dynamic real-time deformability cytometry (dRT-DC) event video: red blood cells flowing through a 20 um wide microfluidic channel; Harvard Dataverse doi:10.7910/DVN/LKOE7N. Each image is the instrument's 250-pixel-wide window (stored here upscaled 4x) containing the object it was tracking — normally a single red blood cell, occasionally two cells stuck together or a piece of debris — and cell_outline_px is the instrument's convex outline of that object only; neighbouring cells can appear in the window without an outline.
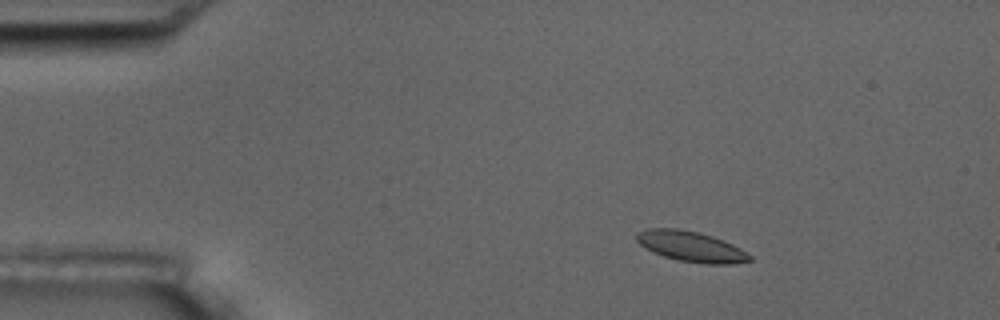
{"species": "common noctule bat (a hibernating species)", "species_latin": "Nyctalus noctula", "temperature_condition": "room temperature", "stored_images_in_passage": 6, "camera_frame_rate_fps": 3000, "um_per_image_px": 0.085, "animal": {"sex": "male", "body_mass_g": 17.5, "forearm_length_mm": 52.3}, "frame": {"image": 1, "passage_image": 3, "time_ms": 2.333, "image_size_px": [1000, 320], "cell_outline_px": [[752, 260], [732, 264], [708, 264], [680, 260], [664, 256], [644, 248], [636, 240], [636, 232], [648, 228], [676, 228], [700, 232], [712, 236], [732, 244], [740, 248], [752, 256]], "centroid_in_image_um": [58.72, 20.94], "position_along_channel_um": 26.3, "area_um2": 20.0}}
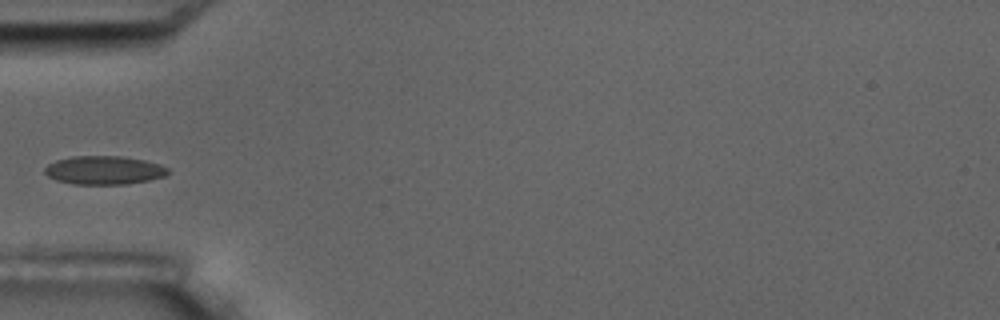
{"frame": {"image": 2, "passage_image": 6, "time_ms": 5.667, "image_size_px": [1000, 320], "cell_outline_px": [[168, 172], [164, 176], [148, 180], [124, 184], [72, 184], [56, 180], [48, 176], [44, 172], [44, 168], [48, 164], [56, 160], [72, 156], [120, 156], [144, 160], [160, 164], [168, 168]], "centroid_in_image_um": [8.81, 14.46], "position_along_channel_um": 76.2, "area_um2": 20.4}}